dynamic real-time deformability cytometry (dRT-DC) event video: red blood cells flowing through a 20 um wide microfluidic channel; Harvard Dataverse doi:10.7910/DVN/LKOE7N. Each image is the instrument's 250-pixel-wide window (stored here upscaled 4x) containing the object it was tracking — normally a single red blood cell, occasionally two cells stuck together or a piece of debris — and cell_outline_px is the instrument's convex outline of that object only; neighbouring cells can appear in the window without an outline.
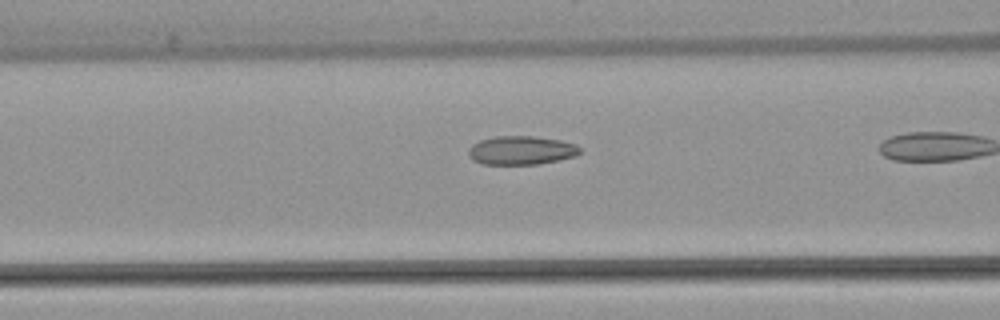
{"species": "common noctule bat (a hibernating species)", "species_latin": "Nyctalus noctula", "temperature_condition": "warm", "stored_images_in_passage": 5, "camera_frame_rate_fps": 3000, "um_per_image_px": 0.085, "animal": {"sex": "female", "body_mass_g": 22.7, "forearm_length_mm": 54.2}, "frame": {"image": 1, "passage_image": 5, "time_ms": 5.667, "image_size_px": [1000, 320], "cell_outline_px": [[584, 152], [576, 156], [560, 160], [540, 164], [484, 164], [472, 160], [468, 156], [468, 148], [472, 144], [480, 140], [496, 136], [532, 136], [560, 140], [576, 144]], "centroid_in_image_um": [44.33, 12.78], "position_along_channel_um": 122.3, "area_um2": 18.9}}